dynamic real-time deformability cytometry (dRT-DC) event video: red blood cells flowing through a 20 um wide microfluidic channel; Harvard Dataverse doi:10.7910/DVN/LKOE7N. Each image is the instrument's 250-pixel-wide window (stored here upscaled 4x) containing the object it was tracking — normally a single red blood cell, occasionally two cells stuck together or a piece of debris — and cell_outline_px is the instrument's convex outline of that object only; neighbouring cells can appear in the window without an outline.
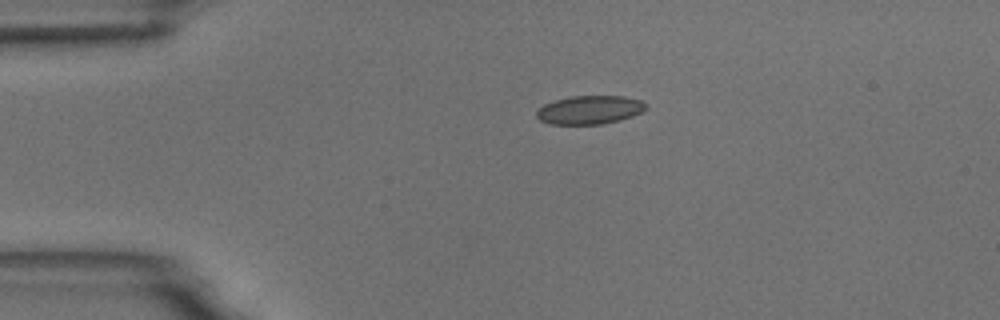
{"species": "common noctule bat (a hibernating species)", "species_latin": "Nyctalus noctula", "temperature_condition": "room temperature", "stored_images_in_passage": 3, "camera_frame_rate_fps": 3000, "um_per_image_px": 0.085, "animal": {"sex": "male", "body_mass_g": 18.8}, "frame": {"image": 1, "passage_image": 1, "time_ms": 0.0, "image_size_px": [1000, 320], "cell_outline_px": [[644, 108], [640, 112], [632, 116], [620, 120], [604, 124], [548, 124], [540, 120], [536, 116], [536, 112], [544, 104], [556, 100], [572, 96], [624, 96], [640, 100], [644, 104]], "centroid_in_image_um": [50.08, 9.34], "position_along_channel_um": 34.9, "area_um2": 17.98}}
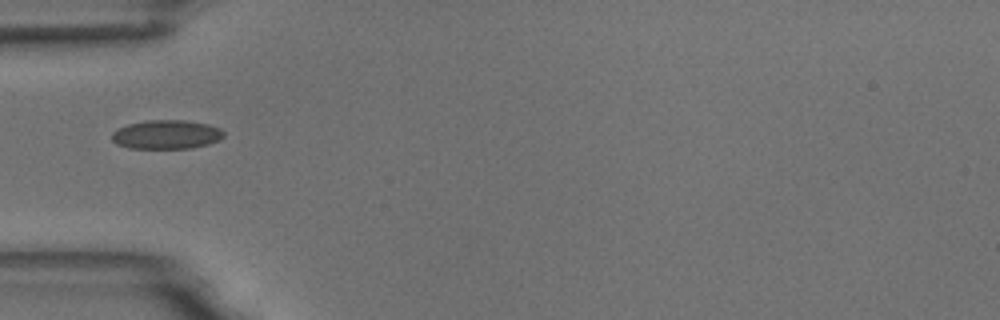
{"frame": {"image": 2, "passage_image": 3, "time_ms": 2.0, "image_size_px": [1000, 320], "cell_outline_px": [[224, 136], [220, 140], [208, 144], [192, 148], [128, 148], [116, 144], [112, 140], [112, 132], [116, 128], [128, 124], [148, 120], [184, 120], [208, 124], [220, 128], [224, 132]], "centroid_in_image_um": [14.14, 11.43], "position_along_channel_um": 70.9, "area_um2": 19.02}}